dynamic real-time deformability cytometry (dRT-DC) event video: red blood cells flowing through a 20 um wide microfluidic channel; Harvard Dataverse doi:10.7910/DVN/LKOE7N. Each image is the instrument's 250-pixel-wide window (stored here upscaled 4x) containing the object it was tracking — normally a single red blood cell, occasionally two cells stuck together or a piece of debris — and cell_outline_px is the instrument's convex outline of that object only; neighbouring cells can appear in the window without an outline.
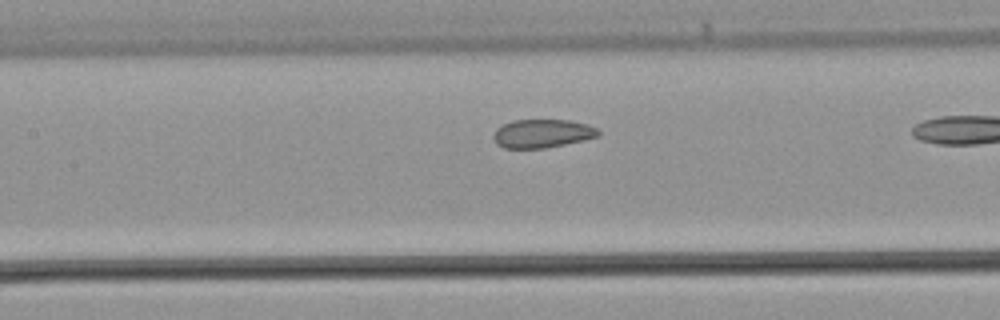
{"species": "common noctule bat (a hibernating species)", "species_latin": "Nyctalus noctula", "temperature_condition": "warm", "stored_images_in_passage": 8, "camera_frame_rate_fps": 3000, "um_per_image_px": 0.085, "animal": {"sex": "male", "body_mass_g": 21.5, "forearm_length_mm": 52.0}, "frame": {"image": 1, "passage_image": 7, "time_ms": 2.0, "image_size_px": [1000, 320], "cell_outline_px": [[600, 136], [584, 140], [544, 148], [504, 148], [496, 144], [492, 136], [496, 128], [512, 120], [568, 120], [588, 124], [596, 128], [600, 132]], "centroid_in_image_um": [46.08, 11.35], "position_along_channel_um": 161.3, "area_um2": 17.46}}